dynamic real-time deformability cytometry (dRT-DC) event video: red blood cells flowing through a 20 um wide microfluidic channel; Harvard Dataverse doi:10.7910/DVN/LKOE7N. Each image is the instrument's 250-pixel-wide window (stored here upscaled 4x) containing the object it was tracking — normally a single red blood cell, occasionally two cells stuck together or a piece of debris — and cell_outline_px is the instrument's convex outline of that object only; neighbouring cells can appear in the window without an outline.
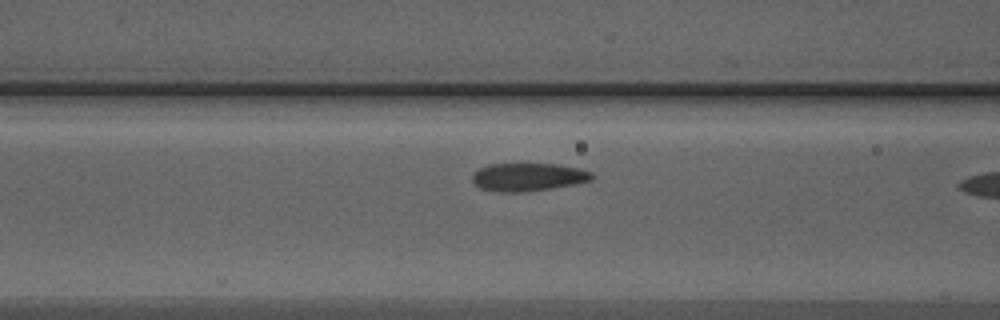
{"species": "Egyptian fruit bat (a non-hibernating species)", "species_latin": "Rousettus aegyptiacus", "temperature_condition": "warm", "stored_images_in_passage": 10, "camera_frame_rate_fps": 3000, "um_per_image_px": 0.085, "animal": {"sex": "male"}, "frame": {"image": 1, "passage_image": 9, "time_ms": 2.667, "image_size_px": [1000, 320], "cell_outline_px": [[596, 176], [592, 180], [576, 184], [552, 188], [524, 192], [496, 192], [480, 188], [472, 180], [472, 172], [488, 164], [556, 164], [580, 168], [592, 172]], "centroid_in_image_um": [44.91, 15.05], "position_along_channel_um": 121.7, "area_um2": 19.77}}